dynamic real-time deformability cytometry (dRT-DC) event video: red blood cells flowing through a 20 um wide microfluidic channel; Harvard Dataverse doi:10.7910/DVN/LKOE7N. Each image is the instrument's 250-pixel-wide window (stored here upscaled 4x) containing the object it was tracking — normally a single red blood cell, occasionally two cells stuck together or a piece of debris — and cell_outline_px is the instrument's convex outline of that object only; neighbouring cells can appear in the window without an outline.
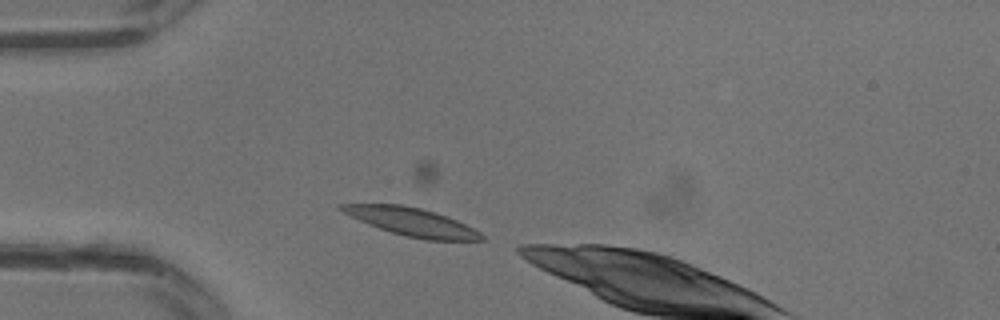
{"species": "common noctule bat (a hibernating species)", "species_latin": "Nyctalus noctula", "temperature_condition": "warm", "stored_images_in_passage": 28, "camera_frame_rate_fps": 3000, "um_per_image_px": 0.085, "animal": {"sex": "male", "body_mass_g": 13.3}, "frame": {"image": 1, "passage_image": 5, "time_ms": 1.333, "image_size_px": [1000, 320], "cell_outline_px": [[484, 240], [424, 240], [392, 232], [368, 224], [336, 208], [340, 204], [400, 204], [420, 208], [448, 216], [480, 232], [484, 236]], "centroid_in_image_um": [35.01, 18.85], "position_along_channel_um": 50.0, "area_um2": 22.48}}
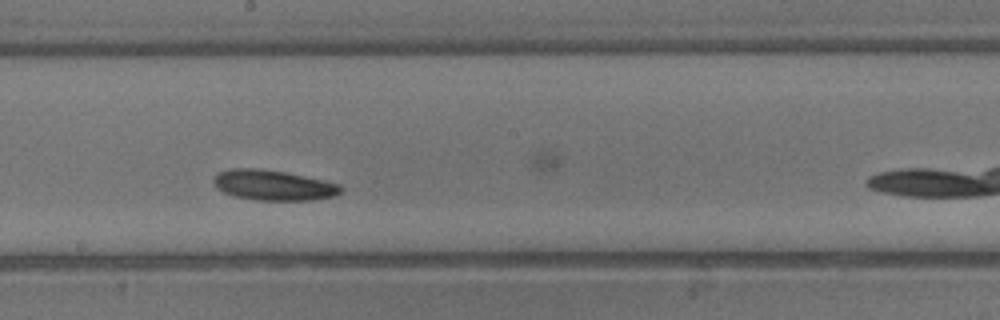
{"frame": {"image": 2, "passage_image": 14, "time_ms": 4.333, "image_size_px": [1000, 320], "cell_outline_px": [[344, 188], [336, 196], [312, 200], [256, 200], [232, 196], [216, 188], [212, 180], [216, 172], [232, 168], [256, 168], [284, 172], [324, 180], [340, 184]], "centroid_in_image_um": [23.21, 15.74], "position_along_channel_um": 225.0, "area_um2": 22.66}}
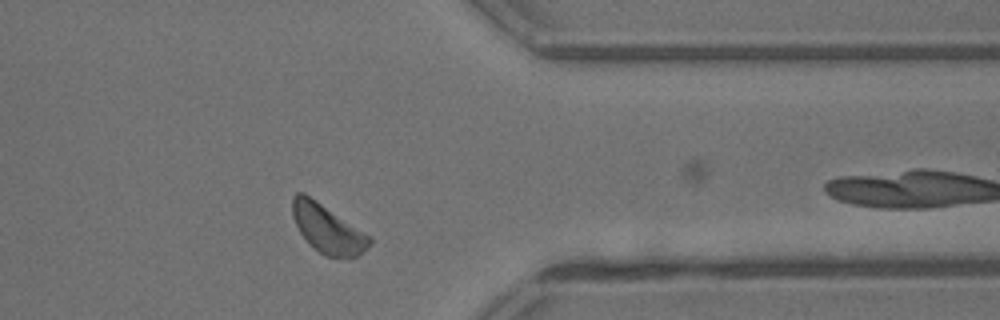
{"frame": {"image": 3, "passage_image": 22, "time_ms": 7.0, "image_size_px": [1000, 320], "cell_outline_px": [[372, 244], [368, 248], [356, 256], [348, 260], [324, 256], [308, 244], [300, 232], [292, 216], [292, 196], [296, 192], [304, 192], [372, 236]], "centroid_in_image_um": [27.87, 19.48], "position_along_channel_um": 383.5, "area_um2": 22.37}}